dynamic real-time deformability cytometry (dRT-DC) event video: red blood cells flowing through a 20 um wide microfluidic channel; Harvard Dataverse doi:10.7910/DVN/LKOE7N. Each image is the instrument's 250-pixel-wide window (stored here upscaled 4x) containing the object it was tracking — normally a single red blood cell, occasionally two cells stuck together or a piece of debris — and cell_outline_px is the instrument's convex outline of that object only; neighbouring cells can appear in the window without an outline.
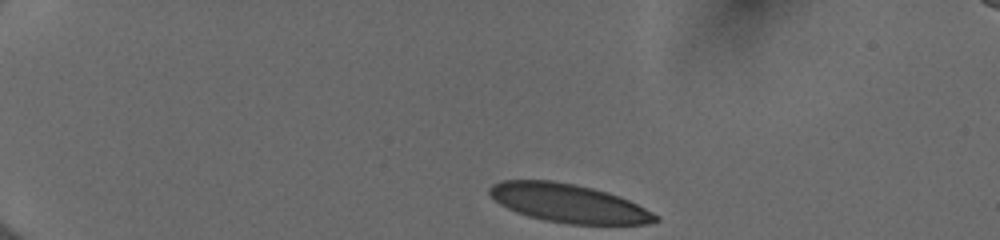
{"species": "human", "species_latin": "Homo sapiens", "temperature_condition": "cold", "stored_images_in_passage": 39, "camera_frame_rate_fps": 3000, "um_per_image_px": 0.085, "donor": {"sex": "female"}, "frame": {"image": 1, "passage_image": 1, "time_ms": 0.0, "image_size_px": [1000, 240], "cell_outline_px": [[660, 220], [648, 224], [568, 224], [544, 220], [528, 216], [516, 212], [500, 204], [488, 192], [488, 188], [492, 184], [500, 180], [552, 180], [592, 188], [608, 192], [620, 196], [660, 216]], "centroid_in_image_um": [48.32, 17.27], "position_along_channel_um": 36.7, "area_um2": 37.17}}
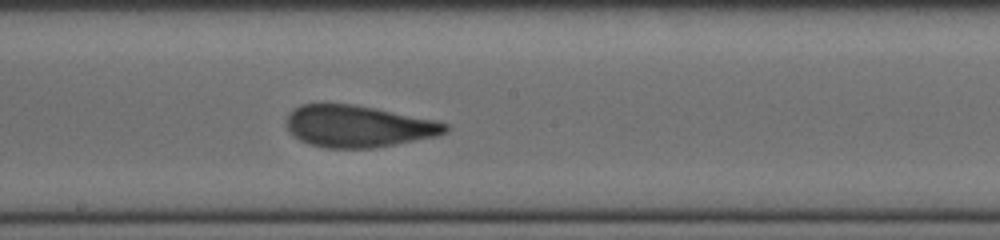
{"frame": {"image": 2, "passage_image": 21, "time_ms": 6.667, "image_size_px": [1000, 240], "cell_outline_px": [[448, 128], [444, 132], [436, 136], [376, 148], [324, 148], [308, 144], [300, 140], [288, 132], [284, 124], [284, 120], [288, 112], [300, 104], [356, 104], [436, 120], [448, 124]], "centroid_in_image_um": [30.37, 10.73], "position_along_channel_um": 217.8, "area_um2": 39.13}}
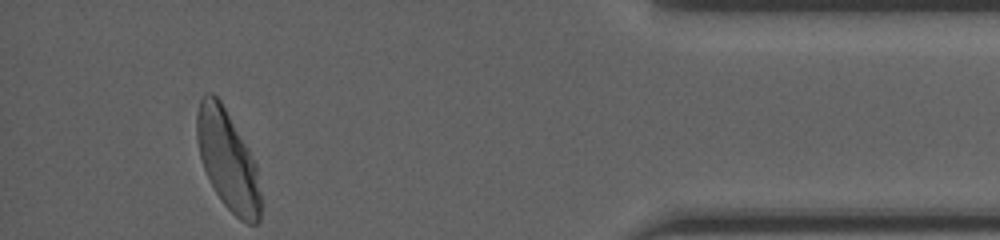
{"frame": {"image": 3, "passage_image": 39, "time_ms": 12.667, "image_size_px": [1000, 240], "cell_outline_px": [[260, 220], [256, 224], [248, 224], [240, 220], [224, 204], [216, 192], [204, 168], [200, 156], [196, 136], [196, 116], [200, 100], [204, 92], [212, 92], [220, 100], [256, 164], [260, 192]], "centroid_in_image_um": [19.34, 13.61], "position_along_channel_um": 415.9, "area_um2": 36.41}, "authors_computed_cell_mechanics": {"area_um2": 38.9572, "velocity_mm_per_s": 3.9757, "shape_relaxation_time_tau1_ms": 5.1532, "shape_relaxation_time_tau2_ms": 0.7191, "deformation_change_tau1": 0.186, "deformation_change_tau2": 0.0646}}